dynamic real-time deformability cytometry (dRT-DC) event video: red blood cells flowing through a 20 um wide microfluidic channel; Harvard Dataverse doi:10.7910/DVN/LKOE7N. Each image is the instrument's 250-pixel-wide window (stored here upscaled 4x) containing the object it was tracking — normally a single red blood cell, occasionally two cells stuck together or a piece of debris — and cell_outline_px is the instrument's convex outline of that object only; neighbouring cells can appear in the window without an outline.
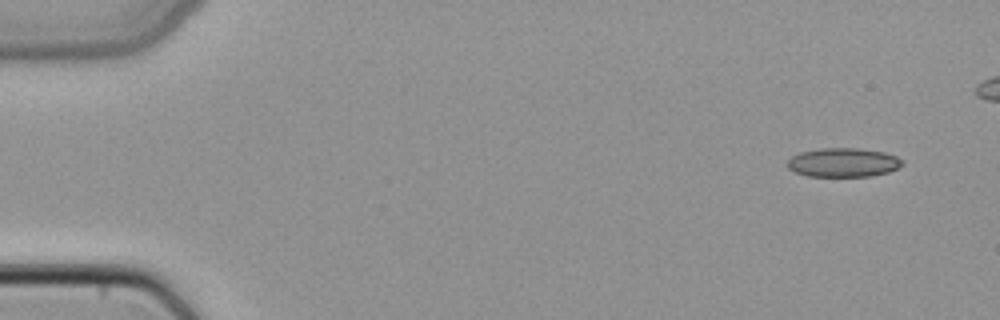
{"species": "common noctule bat (a hibernating species)", "species_latin": "Nyctalus noctula", "temperature_condition": "cold", "stored_images_in_passage": 6, "segment_of_instrument_passage": [2, 2], "camera_frame_rate_fps": 3000, "um_per_image_px": 0.085, "animal": {"sex": "female", "body_mass_g": 22.7, "forearm_length_mm": 54.2}, "frame": {"image": 1, "passage_image": 6, "time_ms": 1.667, "image_size_px": [1000, 320], "cell_outline_px": [[904, 164], [888, 172], [872, 176], [808, 176], [796, 172], [788, 168], [784, 164], [792, 156], [800, 152], [820, 148], [860, 148], [884, 152], [896, 156], [904, 160]], "centroid_in_image_um": [71.67, 13.8], "position_along_channel_um": 13.3, "area_um2": 19.54}}